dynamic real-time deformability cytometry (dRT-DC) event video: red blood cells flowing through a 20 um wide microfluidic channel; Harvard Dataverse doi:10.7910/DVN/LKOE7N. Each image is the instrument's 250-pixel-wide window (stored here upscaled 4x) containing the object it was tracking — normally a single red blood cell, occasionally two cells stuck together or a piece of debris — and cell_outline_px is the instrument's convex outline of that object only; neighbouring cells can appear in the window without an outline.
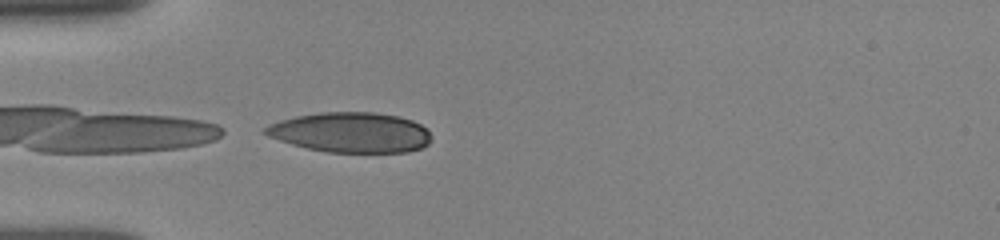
{"species": "human", "species_latin": "Homo sapiens", "temperature_condition": "room temperature", "stored_images_in_passage": 19, "camera_frame_rate_fps": 3000, "um_per_image_px": 0.085, "donor": {"sex": "female"}, "frame": {"image": 1, "passage_image": 1, "time_ms": 0.0, "image_size_px": [1000, 240], "cell_outline_px": [[432, 140], [428, 144], [420, 148], [408, 152], [328, 152], [308, 148], [292, 144], [268, 136], [260, 132], [268, 124], [280, 120], [296, 116], [320, 112], [372, 112], [400, 116], [412, 120], [420, 124], [432, 136]], "centroid_in_image_um": [29.81, 11.25], "position_along_channel_um": 55.2, "area_um2": 38.9}}
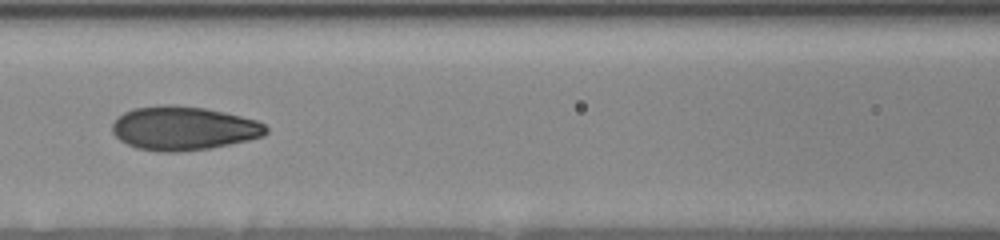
{"frame": {"image": 2, "passage_image": 10, "time_ms": 2.667, "image_size_px": [1000, 240], "cell_outline_px": [[268, 132], [264, 136], [248, 140], [208, 148], [176, 152], [160, 152], [136, 148], [120, 140], [112, 132], [112, 124], [124, 112], [132, 108], [160, 104], [168, 104], [204, 108], [224, 112], [256, 120], [264, 124], [268, 128]], "centroid_in_image_um": [15.58, 10.9], "position_along_channel_um": 151.0, "area_um2": 39.19}}
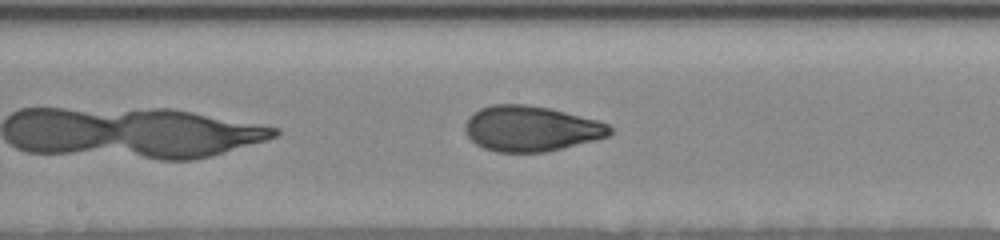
{"frame": {"image": 3, "passage_image": 15, "time_ms": 4.0, "image_size_px": [1000, 240], "cell_outline_px": [[612, 132], [608, 136], [596, 140], [544, 152], [496, 152], [484, 148], [476, 144], [468, 136], [464, 128], [464, 124], [480, 108], [492, 104], [528, 104], [552, 108], [596, 120], [608, 124], [612, 128]], "centroid_in_image_um": [45.14, 10.93], "position_along_channel_um": 203.1, "area_um2": 38.26}}